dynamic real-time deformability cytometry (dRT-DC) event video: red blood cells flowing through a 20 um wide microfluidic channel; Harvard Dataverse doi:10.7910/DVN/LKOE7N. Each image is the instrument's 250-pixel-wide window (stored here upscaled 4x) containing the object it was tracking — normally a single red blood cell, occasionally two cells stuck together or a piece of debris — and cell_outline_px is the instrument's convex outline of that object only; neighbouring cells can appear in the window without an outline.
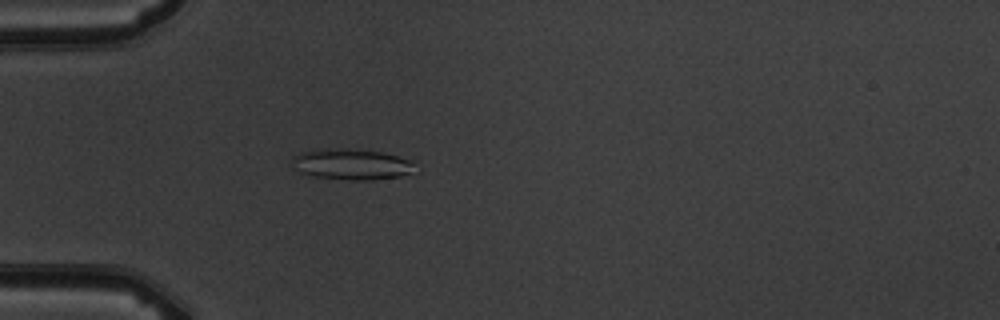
{"species": "common noctule bat (a hibernating species)", "species_latin": "Nyctalus noctula", "temperature_condition": "warm", "stored_images_in_passage": 5, "camera_frame_rate_fps": 3000, "um_per_image_px": 0.085, "animal": {"sex": "male", "body_mass_g": 19.5, "forearm_length_mm": 54.6}, "frame": {"image": 1, "passage_image": 5, "time_ms": 4.667, "image_size_px": [1000, 320], "cell_outline_px": [[412, 168], [408, 172], [400, 176], [372, 180], [352, 180], [308, 176], [292, 168], [292, 156], [300, 152], [312, 148], [348, 148], [384, 152], [412, 160]], "centroid_in_image_um": [29.76, 13.94], "position_along_channel_um": 55.2, "area_um2": 22.48}}